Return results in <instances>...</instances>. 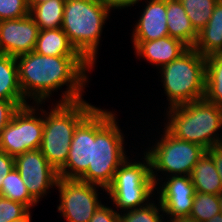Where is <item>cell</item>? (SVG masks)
Returning <instances> with one entry per match:
<instances>
[{"instance_id": "31", "label": "cell", "mask_w": 222, "mask_h": 222, "mask_svg": "<svg viewBox=\"0 0 222 222\" xmlns=\"http://www.w3.org/2000/svg\"><path fill=\"white\" fill-rule=\"evenodd\" d=\"M89 222H120L119 213L101 204Z\"/></svg>"}, {"instance_id": "13", "label": "cell", "mask_w": 222, "mask_h": 222, "mask_svg": "<svg viewBox=\"0 0 222 222\" xmlns=\"http://www.w3.org/2000/svg\"><path fill=\"white\" fill-rule=\"evenodd\" d=\"M92 165V112L77 126L60 178L79 179Z\"/></svg>"}, {"instance_id": "5", "label": "cell", "mask_w": 222, "mask_h": 222, "mask_svg": "<svg viewBox=\"0 0 222 222\" xmlns=\"http://www.w3.org/2000/svg\"><path fill=\"white\" fill-rule=\"evenodd\" d=\"M95 108L80 99L58 102L48 113L43 110L44 129L39 150L57 171L67 161L75 129Z\"/></svg>"}, {"instance_id": "39", "label": "cell", "mask_w": 222, "mask_h": 222, "mask_svg": "<svg viewBox=\"0 0 222 222\" xmlns=\"http://www.w3.org/2000/svg\"><path fill=\"white\" fill-rule=\"evenodd\" d=\"M219 210L220 214L222 215V193L219 194Z\"/></svg>"}, {"instance_id": "15", "label": "cell", "mask_w": 222, "mask_h": 222, "mask_svg": "<svg viewBox=\"0 0 222 222\" xmlns=\"http://www.w3.org/2000/svg\"><path fill=\"white\" fill-rule=\"evenodd\" d=\"M166 0H150L133 29V41H151L169 36Z\"/></svg>"}, {"instance_id": "37", "label": "cell", "mask_w": 222, "mask_h": 222, "mask_svg": "<svg viewBox=\"0 0 222 222\" xmlns=\"http://www.w3.org/2000/svg\"><path fill=\"white\" fill-rule=\"evenodd\" d=\"M12 222H31V214L30 211L20 219L14 220Z\"/></svg>"}, {"instance_id": "38", "label": "cell", "mask_w": 222, "mask_h": 222, "mask_svg": "<svg viewBox=\"0 0 222 222\" xmlns=\"http://www.w3.org/2000/svg\"><path fill=\"white\" fill-rule=\"evenodd\" d=\"M206 222H222V215L218 213L213 218H210Z\"/></svg>"}, {"instance_id": "14", "label": "cell", "mask_w": 222, "mask_h": 222, "mask_svg": "<svg viewBox=\"0 0 222 222\" xmlns=\"http://www.w3.org/2000/svg\"><path fill=\"white\" fill-rule=\"evenodd\" d=\"M160 187L159 203L170 220L189 216L192 210L195 187L190 176H169Z\"/></svg>"}, {"instance_id": "7", "label": "cell", "mask_w": 222, "mask_h": 222, "mask_svg": "<svg viewBox=\"0 0 222 222\" xmlns=\"http://www.w3.org/2000/svg\"><path fill=\"white\" fill-rule=\"evenodd\" d=\"M144 157L146 162L143 163H132L127 158L116 170L111 185L106 189L116 209L128 211L143 207L150 201L154 189L157 190L151 176V161L147 154Z\"/></svg>"}, {"instance_id": "24", "label": "cell", "mask_w": 222, "mask_h": 222, "mask_svg": "<svg viewBox=\"0 0 222 222\" xmlns=\"http://www.w3.org/2000/svg\"><path fill=\"white\" fill-rule=\"evenodd\" d=\"M0 196L20 202L29 209L37 202L30 196L27 187L21 179L19 171L14 167L2 181Z\"/></svg>"}, {"instance_id": "16", "label": "cell", "mask_w": 222, "mask_h": 222, "mask_svg": "<svg viewBox=\"0 0 222 222\" xmlns=\"http://www.w3.org/2000/svg\"><path fill=\"white\" fill-rule=\"evenodd\" d=\"M137 56L163 67L164 65L176 60L189 47L182 41L166 36L151 41H133Z\"/></svg>"}, {"instance_id": "2", "label": "cell", "mask_w": 222, "mask_h": 222, "mask_svg": "<svg viewBox=\"0 0 222 222\" xmlns=\"http://www.w3.org/2000/svg\"><path fill=\"white\" fill-rule=\"evenodd\" d=\"M111 111H92V165L79 180L103 190L111 185L116 170L127 159L124 137Z\"/></svg>"}, {"instance_id": "9", "label": "cell", "mask_w": 222, "mask_h": 222, "mask_svg": "<svg viewBox=\"0 0 222 222\" xmlns=\"http://www.w3.org/2000/svg\"><path fill=\"white\" fill-rule=\"evenodd\" d=\"M34 107L28 104L20 107L14 114L12 120L1 131L0 151L15 157L26 151L40 148L44 129V115L41 108L42 115H37L35 112L37 110Z\"/></svg>"}, {"instance_id": "8", "label": "cell", "mask_w": 222, "mask_h": 222, "mask_svg": "<svg viewBox=\"0 0 222 222\" xmlns=\"http://www.w3.org/2000/svg\"><path fill=\"white\" fill-rule=\"evenodd\" d=\"M163 133L155 147L145 152L151 161V176L155 186L159 178L154 173L162 171L171 176H190L197 161L207 151L198 144L177 139L166 129Z\"/></svg>"}, {"instance_id": "19", "label": "cell", "mask_w": 222, "mask_h": 222, "mask_svg": "<svg viewBox=\"0 0 222 222\" xmlns=\"http://www.w3.org/2000/svg\"><path fill=\"white\" fill-rule=\"evenodd\" d=\"M196 192L219 195L222 183L212 156L206 151L197 161L190 175Z\"/></svg>"}, {"instance_id": "29", "label": "cell", "mask_w": 222, "mask_h": 222, "mask_svg": "<svg viewBox=\"0 0 222 222\" xmlns=\"http://www.w3.org/2000/svg\"><path fill=\"white\" fill-rule=\"evenodd\" d=\"M29 15L26 0H0V21Z\"/></svg>"}, {"instance_id": "12", "label": "cell", "mask_w": 222, "mask_h": 222, "mask_svg": "<svg viewBox=\"0 0 222 222\" xmlns=\"http://www.w3.org/2000/svg\"><path fill=\"white\" fill-rule=\"evenodd\" d=\"M39 31L30 14L0 21V54L18 57L34 51Z\"/></svg>"}, {"instance_id": "34", "label": "cell", "mask_w": 222, "mask_h": 222, "mask_svg": "<svg viewBox=\"0 0 222 222\" xmlns=\"http://www.w3.org/2000/svg\"><path fill=\"white\" fill-rule=\"evenodd\" d=\"M109 6L116 9L130 7L131 5L138 3L141 0H104Z\"/></svg>"}, {"instance_id": "36", "label": "cell", "mask_w": 222, "mask_h": 222, "mask_svg": "<svg viewBox=\"0 0 222 222\" xmlns=\"http://www.w3.org/2000/svg\"><path fill=\"white\" fill-rule=\"evenodd\" d=\"M45 1H48V0H26V3H27L28 8L30 10L33 6H35L39 3L45 2Z\"/></svg>"}, {"instance_id": "20", "label": "cell", "mask_w": 222, "mask_h": 222, "mask_svg": "<svg viewBox=\"0 0 222 222\" xmlns=\"http://www.w3.org/2000/svg\"><path fill=\"white\" fill-rule=\"evenodd\" d=\"M0 98L14 101L20 107L28 105L20 88L16 59L4 54H0Z\"/></svg>"}, {"instance_id": "28", "label": "cell", "mask_w": 222, "mask_h": 222, "mask_svg": "<svg viewBox=\"0 0 222 222\" xmlns=\"http://www.w3.org/2000/svg\"><path fill=\"white\" fill-rule=\"evenodd\" d=\"M30 209L17 201L0 196V222H12L25 216Z\"/></svg>"}, {"instance_id": "32", "label": "cell", "mask_w": 222, "mask_h": 222, "mask_svg": "<svg viewBox=\"0 0 222 222\" xmlns=\"http://www.w3.org/2000/svg\"><path fill=\"white\" fill-rule=\"evenodd\" d=\"M14 167H15L14 156L8 155L6 152L0 151V192H1L2 181Z\"/></svg>"}, {"instance_id": "23", "label": "cell", "mask_w": 222, "mask_h": 222, "mask_svg": "<svg viewBox=\"0 0 222 222\" xmlns=\"http://www.w3.org/2000/svg\"><path fill=\"white\" fill-rule=\"evenodd\" d=\"M204 98L222 109V54L206 56Z\"/></svg>"}, {"instance_id": "26", "label": "cell", "mask_w": 222, "mask_h": 222, "mask_svg": "<svg viewBox=\"0 0 222 222\" xmlns=\"http://www.w3.org/2000/svg\"><path fill=\"white\" fill-rule=\"evenodd\" d=\"M218 213L219 195L195 192L190 217L198 222H206Z\"/></svg>"}, {"instance_id": "1", "label": "cell", "mask_w": 222, "mask_h": 222, "mask_svg": "<svg viewBox=\"0 0 222 222\" xmlns=\"http://www.w3.org/2000/svg\"><path fill=\"white\" fill-rule=\"evenodd\" d=\"M18 80L24 98L42 104L52 91L67 85L59 102L83 99L88 69L93 66L83 56H44L34 51L15 57ZM69 84V85H68ZM84 85V86H83Z\"/></svg>"}, {"instance_id": "21", "label": "cell", "mask_w": 222, "mask_h": 222, "mask_svg": "<svg viewBox=\"0 0 222 222\" xmlns=\"http://www.w3.org/2000/svg\"><path fill=\"white\" fill-rule=\"evenodd\" d=\"M34 52L44 56H82L61 28L40 30Z\"/></svg>"}, {"instance_id": "10", "label": "cell", "mask_w": 222, "mask_h": 222, "mask_svg": "<svg viewBox=\"0 0 222 222\" xmlns=\"http://www.w3.org/2000/svg\"><path fill=\"white\" fill-rule=\"evenodd\" d=\"M96 186V187H95ZM60 211L67 222H89L102 204L99 202L97 185L79 179L58 178Z\"/></svg>"}, {"instance_id": "3", "label": "cell", "mask_w": 222, "mask_h": 222, "mask_svg": "<svg viewBox=\"0 0 222 222\" xmlns=\"http://www.w3.org/2000/svg\"><path fill=\"white\" fill-rule=\"evenodd\" d=\"M112 9L104 0H66L61 29L94 66L103 25Z\"/></svg>"}, {"instance_id": "4", "label": "cell", "mask_w": 222, "mask_h": 222, "mask_svg": "<svg viewBox=\"0 0 222 222\" xmlns=\"http://www.w3.org/2000/svg\"><path fill=\"white\" fill-rule=\"evenodd\" d=\"M165 128L177 139L198 144L208 150L222 144L216 133L222 127V109L205 98L169 108Z\"/></svg>"}, {"instance_id": "11", "label": "cell", "mask_w": 222, "mask_h": 222, "mask_svg": "<svg viewBox=\"0 0 222 222\" xmlns=\"http://www.w3.org/2000/svg\"><path fill=\"white\" fill-rule=\"evenodd\" d=\"M30 196L38 203L48 189L57 186L58 171L47 161L39 149L29 150L14 157Z\"/></svg>"}, {"instance_id": "33", "label": "cell", "mask_w": 222, "mask_h": 222, "mask_svg": "<svg viewBox=\"0 0 222 222\" xmlns=\"http://www.w3.org/2000/svg\"><path fill=\"white\" fill-rule=\"evenodd\" d=\"M214 160L222 183V144L215 145L207 150Z\"/></svg>"}, {"instance_id": "27", "label": "cell", "mask_w": 222, "mask_h": 222, "mask_svg": "<svg viewBox=\"0 0 222 222\" xmlns=\"http://www.w3.org/2000/svg\"><path fill=\"white\" fill-rule=\"evenodd\" d=\"M158 204L160 207L155 205L154 201L153 203L147 202L143 207L128 210L123 214L121 213L119 214L120 222H165L159 213L160 211L163 212L162 206L160 203Z\"/></svg>"}, {"instance_id": "18", "label": "cell", "mask_w": 222, "mask_h": 222, "mask_svg": "<svg viewBox=\"0 0 222 222\" xmlns=\"http://www.w3.org/2000/svg\"><path fill=\"white\" fill-rule=\"evenodd\" d=\"M203 56L222 54V0H219L207 25L198 32L193 47Z\"/></svg>"}, {"instance_id": "17", "label": "cell", "mask_w": 222, "mask_h": 222, "mask_svg": "<svg viewBox=\"0 0 222 222\" xmlns=\"http://www.w3.org/2000/svg\"><path fill=\"white\" fill-rule=\"evenodd\" d=\"M168 34L186 44L194 47L198 32L194 29L186 11L179 0H166Z\"/></svg>"}, {"instance_id": "6", "label": "cell", "mask_w": 222, "mask_h": 222, "mask_svg": "<svg viewBox=\"0 0 222 222\" xmlns=\"http://www.w3.org/2000/svg\"><path fill=\"white\" fill-rule=\"evenodd\" d=\"M160 69L165 94L170 101L168 108L204 98L206 57L193 47Z\"/></svg>"}, {"instance_id": "35", "label": "cell", "mask_w": 222, "mask_h": 222, "mask_svg": "<svg viewBox=\"0 0 222 222\" xmlns=\"http://www.w3.org/2000/svg\"><path fill=\"white\" fill-rule=\"evenodd\" d=\"M167 221L169 222V220ZM170 222H198V221L190 216H185L172 219L170 220Z\"/></svg>"}, {"instance_id": "22", "label": "cell", "mask_w": 222, "mask_h": 222, "mask_svg": "<svg viewBox=\"0 0 222 222\" xmlns=\"http://www.w3.org/2000/svg\"><path fill=\"white\" fill-rule=\"evenodd\" d=\"M66 0H48L33 6L30 16L40 30L61 28Z\"/></svg>"}, {"instance_id": "25", "label": "cell", "mask_w": 222, "mask_h": 222, "mask_svg": "<svg viewBox=\"0 0 222 222\" xmlns=\"http://www.w3.org/2000/svg\"><path fill=\"white\" fill-rule=\"evenodd\" d=\"M194 29L199 32L208 23L219 0H179Z\"/></svg>"}, {"instance_id": "30", "label": "cell", "mask_w": 222, "mask_h": 222, "mask_svg": "<svg viewBox=\"0 0 222 222\" xmlns=\"http://www.w3.org/2000/svg\"><path fill=\"white\" fill-rule=\"evenodd\" d=\"M19 108L20 106L14 101L0 98V134L6 125L12 120Z\"/></svg>"}]
</instances>
